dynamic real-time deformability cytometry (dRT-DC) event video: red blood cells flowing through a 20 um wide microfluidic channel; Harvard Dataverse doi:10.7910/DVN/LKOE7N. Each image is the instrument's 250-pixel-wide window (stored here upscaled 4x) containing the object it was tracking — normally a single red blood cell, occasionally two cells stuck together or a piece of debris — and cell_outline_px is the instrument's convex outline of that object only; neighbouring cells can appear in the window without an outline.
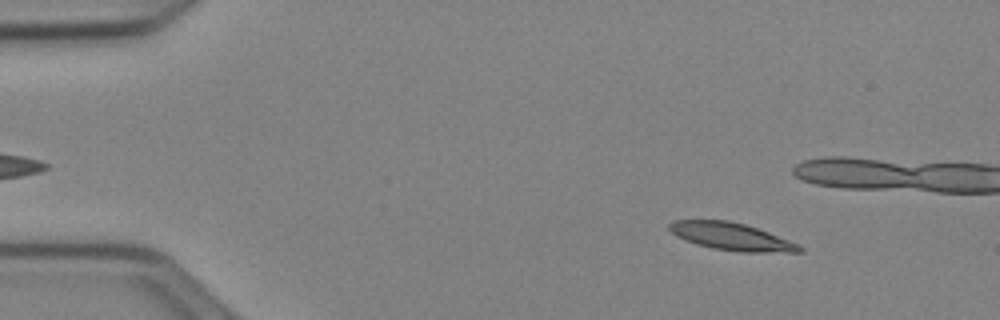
{"species": "Egyptian fruit bat (a non-hibernating species)", "species_latin": "Rousettus aegyptiacus", "temperature_condition": "cold", "stored_images_in_passage": 15, "camera_frame_rate_fps": 3000, "um_per_image_px": 0.085, "animal": {"sex": "female"}, "frame": {"image": 1, "passage_image": 7, "time_ms": 2.0, "image_size_px": [1000, 320], "cell_outline_px": [[804, 252], [740, 252], [712, 248], [696, 244], [684, 240], [676, 236], [668, 228], [668, 224], [672, 220], [728, 220], [744, 224], [768, 232], [800, 244], [804, 248]], "centroid_in_image_um": [62.17, 20.11], "position_along_channel_um": 22.8, "area_um2": 20.92}}